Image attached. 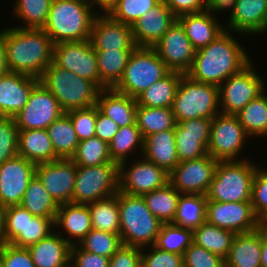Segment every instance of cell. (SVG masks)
<instances>
[{
	"label": "cell",
	"mask_w": 267,
	"mask_h": 267,
	"mask_svg": "<svg viewBox=\"0 0 267 267\" xmlns=\"http://www.w3.org/2000/svg\"><path fill=\"white\" fill-rule=\"evenodd\" d=\"M234 34L224 30L207 46L195 51L190 70L191 79L219 87L228 77L239 73L252 62ZM234 37V38H233Z\"/></svg>",
	"instance_id": "6da1fadb"
},
{
	"label": "cell",
	"mask_w": 267,
	"mask_h": 267,
	"mask_svg": "<svg viewBox=\"0 0 267 267\" xmlns=\"http://www.w3.org/2000/svg\"><path fill=\"white\" fill-rule=\"evenodd\" d=\"M54 43L43 29H5V50L10 72L40 79L53 62Z\"/></svg>",
	"instance_id": "7a4b0ae2"
},
{
	"label": "cell",
	"mask_w": 267,
	"mask_h": 267,
	"mask_svg": "<svg viewBox=\"0 0 267 267\" xmlns=\"http://www.w3.org/2000/svg\"><path fill=\"white\" fill-rule=\"evenodd\" d=\"M97 15L87 0H52L43 30L54 44L86 41Z\"/></svg>",
	"instance_id": "3957f363"
},
{
	"label": "cell",
	"mask_w": 267,
	"mask_h": 267,
	"mask_svg": "<svg viewBox=\"0 0 267 267\" xmlns=\"http://www.w3.org/2000/svg\"><path fill=\"white\" fill-rule=\"evenodd\" d=\"M122 244L139 248L155 244L162 222L147 208L142 196L117 192Z\"/></svg>",
	"instance_id": "277c9868"
},
{
	"label": "cell",
	"mask_w": 267,
	"mask_h": 267,
	"mask_svg": "<svg viewBox=\"0 0 267 267\" xmlns=\"http://www.w3.org/2000/svg\"><path fill=\"white\" fill-rule=\"evenodd\" d=\"M40 82L56 97L64 112L97 105L101 91L92 81L63 69L54 62L44 71Z\"/></svg>",
	"instance_id": "5b68a950"
},
{
	"label": "cell",
	"mask_w": 267,
	"mask_h": 267,
	"mask_svg": "<svg viewBox=\"0 0 267 267\" xmlns=\"http://www.w3.org/2000/svg\"><path fill=\"white\" fill-rule=\"evenodd\" d=\"M248 159L219 161L206 193L207 201L250 202L253 178L259 168Z\"/></svg>",
	"instance_id": "8992f818"
},
{
	"label": "cell",
	"mask_w": 267,
	"mask_h": 267,
	"mask_svg": "<svg viewBox=\"0 0 267 267\" xmlns=\"http://www.w3.org/2000/svg\"><path fill=\"white\" fill-rule=\"evenodd\" d=\"M218 87L191 79L186 74L180 79L172 111L179 121L213 118L220 113Z\"/></svg>",
	"instance_id": "52a82bcc"
},
{
	"label": "cell",
	"mask_w": 267,
	"mask_h": 267,
	"mask_svg": "<svg viewBox=\"0 0 267 267\" xmlns=\"http://www.w3.org/2000/svg\"><path fill=\"white\" fill-rule=\"evenodd\" d=\"M170 70L153 48L136 47L131 53L115 91L136 98Z\"/></svg>",
	"instance_id": "ba28073f"
},
{
	"label": "cell",
	"mask_w": 267,
	"mask_h": 267,
	"mask_svg": "<svg viewBox=\"0 0 267 267\" xmlns=\"http://www.w3.org/2000/svg\"><path fill=\"white\" fill-rule=\"evenodd\" d=\"M119 191V164L77 166L71 203L88 205L115 195Z\"/></svg>",
	"instance_id": "9c48e42d"
},
{
	"label": "cell",
	"mask_w": 267,
	"mask_h": 267,
	"mask_svg": "<svg viewBox=\"0 0 267 267\" xmlns=\"http://www.w3.org/2000/svg\"><path fill=\"white\" fill-rule=\"evenodd\" d=\"M254 67L251 62L218 87L220 113L236 115L251 100L266 92V83Z\"/></svg>",
	"instance_id": "30bf717a"
},
{
	"label": "cell",
	"mask_w": 267,
	"mask_h": 267,
	"mask_svg": "<svg viewBox=\"0 0 267 267\" xmlns=\"http://www.w3.org/2000/svg\"><path fill=\"white\" fill-rule=\"evenodd\" d=\"M5 243L28 248L53 232L54 222L49 218L33 216L21 205L4 208Z\"/></svg>",
	"instance_id": "8fae6325"
},
{
	"label": "cell",
	"mask_w": 267,
	"mask_h": 267,
	"mask_svg": "<svg viewBox=\"0 0 267 267\" xmlns=\"http://www.w3.org/2000/svg\"><path fill=\"white\" fill-rule=\"evenodd\" d=\"M249 136L236 115L218 113L212 118L208 154L217 161H240ZM247 139V140H246Z\"/></svg>",
	"instance_id": "7c38bea8"
},
{
	"label": "cell",
	"mask_w": 267,
	"mask_h": 267,
	"mask_svg": "<svg viewBox=\"0 0 267 267\" xmlns=\"http://www.w3.org/2000/svg\"><path fill=\"white\" fill-rule=\"evenodd\" d=\"M64 113L56 97L39 82L32 89L27 104L14 119L19 130L47 129Z\"/></svg>",
	"instance_id": "4fadbf2b"
},
{
	"label": "cell",
	"mask_w": 267,
	"mask_h": 267,
	"mask_svg": "<svg viewBox=\"0 0 267 267\" xmlns=\"http://www.w3.org/2000/svg\"><path fill=\"white\" fill-rule=\"evenodd\" d=\"M139 159L128 167L127 161L119 164L120 192L143 196L169 183V173L144 157Z\"/></svg>",
	"instance_id": "5bb4252c"
},
{
	"label": "cell",
	"mask_w": 267,
	"mask_h": 267,
	"mask_svg": "<svg viewBox=\"0 0 267 267\" xmlns=\"http://www.w3.org/2000/svg\"><path fill=\"white\" fill-rule=\"evenodd\" d=\"M217 160L207 156L179 162L169 173V183L180 194L206 195L215 176Z\"/></svg>",
	"instance_id": "9a60e30c"
},
{
	"label": "cell",
	"mask_w": 267,
	"mask_h": 267,
	"mask_svg": "<svg viewBox=\"0 0 267 267\" xmlns=\"http://www.w3.org/2000/svg\"><path fill=\"white\" fill-rule=\"evenodd\" d=\"M206 222L235 234L253 232L262 225L251 202L207 201Z\"/></svg>",
	"instance_id": "2e32d148"
},
{
	"label": "cell",
	"mask_w": 267,
	"mask_h": 267,
	"mask_svg": "<svg viewBox=\"0 0 267 267\" xmlns=\"http://www.w3.org/2000/svg\"><path fill=\"white\" fill-rule=\"evenodd\" d=\"M53 62L63 69L92 81L100 88L96 52L90 40L55 44Z\"/></svg>",
	"instance_id": "e0dca14e"
},
{
	"label": "cell",
	"mask_w": 267,
	"mask_h": 267,
	"mask_svg": "<svg viewBox=\"0 0 267 267\" xmlns=\"http://www.w3.org/2000/svg\"><path fill=\"white\" fill-rule=\"evenodd\" d=\"M36 164L16 156L0 165V206L20 205L29 182L35 177Z\"/></svg>",
	"instance_id": "ac0fdd59"
},
{
	"label": "cell",
	"mask_w": 267,
	"mask_h": 267,
	"mask_svg": "<svg viewBox=\"0 0 267 267\" xmlns=\"http://www.w3.org/2000/svg\"><path fill=\"white\" fill-rule=\"evenodd\" d=\"M170 71L186 74L195 57V49L176 20L152 47Z\"/></svg>",
	"instance_id": "d6986e66"
},
{
	"label": "cell",
	"mask_w": 267,
	"mask_h": 267,
	"mask_svg": "<svg viewBox=\"0 0 267 267\" xmlns=\"http://www.w3.org/2000/svg\"><path fill=\"white\" fill-rule=\"evenodd\" d=\"M76 169L77 166L71 159H58L36 164L35 176L60 205L72 201Z\"/></svg>",
	"instance_id": "ffe728a7"
},
{
	"label": "cell",
	"mask_w": 267,
	"mask_h": 267,
	"mask_svg": "<svg viewBox=\"0 0 267 267\" xmlns=\"http://www.w3.org/2000/svg\"><path fill=\"white\" fill-rule=\"evenodd\" d=\"M211 118L179 121L175 126L177 158L179 162L208 155Z\"/></svg>",
	"instance_id": "44dd1931"
},
{
	"label": "cell",
	"mask_w": 267,
	"mask_h": 267,
	"mask_svg": "<svg viewBox=\"0 0 267 267\" xmlns=\"http://www.w3.org/2000/svg\"><path fill=\"white\" fill-rule=\"evenodd\" d=\"M90 42L95 50H134L132 26L98 14L92 24Z\"/></svg>",
	"instance_id": "7402d4cb"
},
{
	"label": "cell",
	"mask_w": 267,
	"mask_h": 267,
	"mask_svg": "<svg viewBox=\"0 0 267 267\" xmlns=\"http://www.w3.org/2000/svg\"><path fill=\"white\" fill-rule=\"evenodd\" d=\"M176 20L166 3L160 1L132 25L136 46L152 48Z\"/></svg>",
	"instance_id": "603a6c76"
},
{
	"label": "cell",
	"mask_w": 267,
	"mask_h": 267,
	"mask_svg": "<svg viewBox=\"0 0 267 267\" xmlns=\"http://www.w3.org/2000/svg\"><path fill=\"white\" fill-rule=\"evenodd\" d=\"M40 79L16 72L0 76V116L14 117L27 104Z\"/></svg>",
	"instance_id": "cb8c5ba5"
},
{
	"label": "cell",
	"mask_w": 267,
	"mask_h": 267,
	"mask_svg": "<svg viewBox=\"0 0 267 267\" xmlns=\"http://www.w3.org/2000/svg\"><path fill=\"white\" fill-rule=\"evenodd\" d=\"M225 29L240 34L267 32V0H236Z\"/></svg>",
	"instance_id": "d4e9b609"
},
{
	"label": "cell",
	"mask_w": 267,
	"mask_h": 267,
	"mask_svg": "<svg viewBox=\"0 0 267 267\" xmlns=\"http://www.w3.org/2000/svg\"><path fill=\"white\" fill-rule=\"evenodd\" d=\"M177 21L182 25L195 50L207 46L225 30L216 15H213L208 9L200 13L181 15Z\"/></svg>",
	"instance_id": "484cf974"
},
{
	"label": "cell",
	"mask_w": 267,
	"mask_h": 267,
	"mask_svg": "<svg viewBox=\"0 0 267 267\" xmlns=\"http://www.w3.org/2000/svg\"><path fill=\"white\" fill-rule=\"evenodd\" d=\"M54 229L61 227L66 236L62 237L72 246L80 242L92 229L88 205L63 203L59 205ZM73 239H76L75 241Z\"/></svg>",
	"instance_id": "4316f807"
},
{
	"label": "cell",
	"mask_w": 267,
	"mask_h": 267,
	"mask_svg": "<svg viewBox=\"0 0 267 267\" xmlns=\"http://www.w3.org/2000/svg\"><path fill=\"white\" fill-rule=\"evenodd\" d=\"M61 235L57 229L27 248L35 267H63L70 262L71 245Z\"/></svg>",
	"instance_id": "83f0119b"
},
{
	"label": "cell",
	"mask_w": 267,
	"mask_h": 267,
	"mask_svg": "<svg viewBox=\"0 0 267 267\" xmlns=\"http://www.w3.org/2000/svg\"><path fill=\"white\" fill-rule=\"evenodd\" d=\"M143 157L170 173L178 164L175 129L144 137Z\"/></svg>",
	"instance_id": "f1b7e54d"
},
{
	"label": "cell",
	"mask_w": 267,
	"mask_h": 267,
	"mask_svg": "<svg viewBox=\"0 0 267 267\" xmlns=\"http://www.w3.org/2000/svg\"><path fill=\"white\" fill-rule=\"evenodd\" d=\"M261 226L249 233L236 234L225 267H261Z\"/></svg>",
	"instance_id": "f546056e"
},
{
	"label": "cell",
	"mask_w": 267,
	"mask_h": 267,
	"mask_svg": "<svg viewBox=\"0 0 267 267\" xmlns=\"http://www.w3.org/2000/svg\"><path fill=\"white\" fill-rule=\"evenodd\" d=\"M97 106L107 117L120 127L133 125L136 118V98L121 94L112 89H102L98 95Z\"/></svg>",
	"instance_id": "4dcf8cb0"
},
{
	"label": "cell",
	"mask_w": 267,
	"mask_h": 267,
	"mask_svg": "<svg viewBox=\"0 0 267 267\" xmlns=\"http://www.w3.org/2000/svg\"><path fill=\"white\" fill-rule=\"evenodd\" d=\"M18 156L34 164L58 160L46 129L19 130Z\"/></svg>",
	"instance_id": "1f68e13d"
},
{
	"label": "cell",
	"mask_w": 267,
	"mask_h": 267,
	"mask_svg": "<svg viewBox=\"0 0 267 267\" xmlns=\"http://www.w3.org/2000/svg\"><path fill=\"white\" fill-rule=\"evenodd\" d=\"M183 73L170 71L137 97V106L172 108Z\"/></svg>",
	"instance_id": "d6a6232c"
},
{
	"label": "cell",
	"mask_w": 267,
	"mask_h": 267,
	"mask_svg": "<svg viewBox=\"0 0 267 267\" xmlns=\"http://www.w3.org/2000/svg\"><path fill=\"white\" fill-rule=\"evenodd\" d=\"M100 89L114 88L123 76L133 50H95Z\"/></svg>",
	"instance_id": "836d02e7"
},
{
	"label": "cell",
	"mask_w": 267,
	"mask_h": 267,
	"mask_svg": "<svg viewBox=\"0 0 267 267\" xmlns=\"http://www.w3.org/2000/svg\"><path fill=\"white\" fill-rule=\"evenodd\" d=\"M57 159H71L79 144L69 115L65 112L46 129Z\"/></svg>",
	"instance_id": "e575fe53"
},
{
	"label": "cell",
	"mask_w": 267,
	"mask_h": 267,
	"mask_svg": "<svg viewBox=\"0 0 267 267\" xmlns=\"http://www.w3.org/2000/svg\"><path fill=\"white\" fill-rule=\"evenodd\" d=\"M20 205L33 216L49 218L53 222L59 208V204L49 195L36 176L29 182Z\"/></svg>",
	"instance_id": "d590c367"
},
{
	"label": "cell",
	"mask_w": 267,
	"mask_h": 267,
	"mask_svg": "<svg viewBox=\"0 0 267 267\" xmlns=\"http://www.w3.org/2000/svg\"><path fill=\"white\" fill-rule=\"evenodd\" d=\"M235 235L230 230L219 228L205 221L193 230V243L225 259Z\"/></svg>",
	"instance_id": "8d00e7d4"
},
{
	"label": "cell",
	"mask_w": 267,
	"mask_h": 267,
	"mask_svg": "<svg viewBox=\"0 0 267 267\" xmlns=\"http://www.w3.org/2000/svg\"><path fill=\"white\" fill-rule=\"evenodd\" d=\"M180 193L170 184L144 194L147 208L162 223H172L178 206Z\"/></svg>",
	"instance_id": "74e56055"
},
{
	"label": "cell",
	"mask_w": 267,
	"mask_h": 267,
	"mask_svg": "<svg viewBox=\"0 0 267 267\" xmlns=\"http://www.w3.org/2000/svg\"><path fill=\"white\" fill-rule=\"evenodd\" d=\"M206 195L181 194L172 224L194 230L206 221Z\"/></svg>",
	"instance_id": "f35d334b"
},
{
	"label": "cell",
	"mask_w": 267,
	"mask_h": 267,
	"mask_svg": "<svg viewBox=\"0 0 267 267\" xmlns=\"http://www.w3.org/2000/svg\"><path fill=\"white\" fill-rule=\"evenodd\" d=\"M135 122L142 137L175 128L172 108L137 106Z\"/></svg>",
	"instance_id": "ab89813d"
},
{
	"label": "cell",
	"mask_w": 267,
	"mask_h": 267,
	"mask_svg": "<svg viewBox=\"0 0 267 267\" xmlns=\"http://www.w3.org/2000/svg\"><path fill=\"white\" fill-rule=\"evenodd\" d=\"M92 229L120 235V215L117 193L88 204Z\"/></svg>",
	"instance_id": "60d3db41"
},
{
	"label": "cell",
	"mask_w": 267,
	"mask_h": 267,
	"mask_svg": "<svg viewBox=\"0 0 267 267\" xmlns=\"http://www.w3.org/2000/svg\"><path fill=\"white\" fill-rule=\"evenodd\" d=\"M236 116L249 137H266L267 94L264 92L251 100Z\"/></svg>",
	"instance_id": "b9f144b4"
},
{
	"label": "cell",
	"mask_w": 267,
	"mask_h": 267,
	"mask_svg": "<svg viewBox=\"0 0 267 267\" xmlns=\"http://www.w3.org/2000/svg\"><path fill=\"white\" fill-rule=\"evenodd\" d=\"M144 138L137 128L136 122L133 125L120 127L118 132L109 143V155L112 161L120 164L128 160V154H133L137 149L143 152Z\"/></svg>",
	"instance_id": "7bdbcfd3"
},
{
	"label": "cell",
	"mask_w": 267,
	"mask_h": 267,
	"mask_svg": "<svg viewBox=\"0 0 267 267\" xmlns=\"http://www.w3.org/2000/svg\"><path fill=\"white\" fill-rule=\"evenodd\" d=\"M17 1V2H16ZM13 14L22 20L25 29H43L52 0H16Z\"/></svg>",
	"instance_id": "ee69618b"
},
{
	"label": "cell",
	"mask_w": 267,
	"mask_h": 267,
	"mask_svg": "<svg viewBox=\"0 0 267 267\" xmlns=\"http://www.w3.org/2000/svg\"><path fill=\"white\" fill-rule=\"evenodd\" d=\"M71 160L76 166L90 167L114 162L109 155V144L96 136L79 141Z\"/></svg>",
	"instance_id": "f6af8a7d"
},
{
	"label": "cell",
	"mask_w": 267,
	"mask_h": 267,
	"mask_svg": "<svg viewBox=\"0 0 267 267\" xmlns=\"http://www.w3.org/2000/svg\"><path fill=\"white\" fill-rule=\"evenodd\" d=\"M192 242L193 230L172 223H163L154 246L166 252L183 255Z\"/></svg>",
	"instance_id": "bcb514c9"
},
{
	"label": "cell",
	"mask_w": 267,
	"mask_h": 267,
	"mask_svg": "<svg viewBox=\"0 0 267 267\" xmlns=\"http://www.w3.org/2000/svg\"><path fill=\"white\" fill-rule=\"evenodd\" d=\"M77 245L87 252L110 258L123 244L118 234L91 229Z\"/></svg>",
	"instance_id": "7dc6e473"
},
{
	"label": "cell",
	"mask_w": 267,
	"mask_h": 267,
	"mask_svg": "<svg viewBox=\"0 0 267 267\" xmlns=\"http://www.w3.org/2000/svg\"><path fill=\"white\" fill-rule=\"evenodd\" d=\"M160 0H118L107 14L111 19L132 26Z\"/></svg>",
	"instance_id": "c3c4849f"
},
{
	"label": "cell",
	"mask_w": 267,
	"mask_h": 267,
	"mask_svg": "<svg viewBox=\"0 0 267 267\" xmlns=\"http://www.w3.org/2000/svg\"><path fill=\"white\" fill-rule=\"evenodd\" d=\"M18 132L14 117L0 116V165L18 155Z\"/></svg>",
	"instance_id": "681fc988"
},
{
	"label": "cell",
	"mask_w": 267,
	"mask_h": 267,
	"mask_svg": "<svg viewBox=\"0 0 267 267\" xmlns=\"http://www.w3.org/2000/svg\"><path fill=\"white\" fill-rule=\"evenodd\" d=\"M251 204L262 225H267V169L256 170L252 183Z\"/></svg>",
	"instance_id": "f907efd6"
},
{
	"label": "cell",
	"mask_w": 267,
	"mask_h": 267,
	"mask_svg": "<svg viewBox=\"0 0 267 267\" xmlns=\"http://www.w3.org/2000/svg\"><path fill=\"white\" fill-rule=\"evenodd\" d=\"M183 267H225V259L192 242L183 254Z\"/></svg>",
	"instance_id": "816d5d0a"
},
{
	"label": "cell",
	"mask_w": 267,
	"mask_h": 267,
	"mask_svg": "<svg viewBox=\"0 0 267 267\" xmlns=\"http://www.w3.org/2000/svg\"><path fill=\"white\" fill-rule=\"evenodd\" d=\"M73 124L79 141L95 136L96 105L90 108L66 112Z\"/></svg>",
	"instance_id": "f5cc1de1"
},
{
	"label": "cell",
	"mask_w": 267,
	"mask_h": 267,
	"mask_svg": "<svg viewBox=\"0 0 267 267\" xmlns=\"http://www.w3.org/2000/svg\"><path fill=\"white\" fill-rule=\"evenodd\" d=\"M149 248H141V267H183V255L163 251L154 245Z\"/></svg>",
	"instance_id": "db71d44e"
},
{
	"label": "cell",
	"mask_w": 267,
	"mask_h": 267,
	"mask_svg": "<svg viewBox=\"0 0 267 267\" xmlns=\"http://www.w3.org/2000/svg\"><path fill=\"white\" fill-rule=\"evenodd\" d=\"M0 265L2 267H35L27 248L4 243L0 247Z\"/></svg>",
	"instance_id": "11a10c76"
},
{
	"label": "cell",
	"mask_w": 267,
	"mask_h": 267,
	"mask_svg": "<svg viewBox=\"0 0 267 267\" xmlns=\"http://www.w3.org/2000/svg\"><path fill=\"white\" fill-rule=\"evenodd\" d=\"M108 267H141V248L123 244L110 257Z\"/></svg>",
	"instance_id": "9f6ffc18"
},
{
	"label": "cell",
	"mask_w": 267,
	"mask_h": 267,
	"mask_svg": "<svg viewBox=\"0 0 267 267\" xmlns=\"http://www.w3.org/2000/svg\"><path fill=\"white\" fill-rule=\"evenodd\" d=\"M108 257L82 250L77 244L71 246L70 262L74 267H108Z\"/></svg>",
	"instance_id": "6f0895ef"
},
{
	"label": "cell",
	"mask_w": 267,
	"mask_h": 267,
	"mask_svg": "<svg viewBox=\"0 0 267 267\" xmlns=\"http://www.w3.org/2000/svg\"><path fill=\"white\" fill-rule=\"evenodd\" d=\"M118 129L116 122L103 114L96 105L95 136L109 144Z\"/></svg>",
	"instance_id": "680465c9"
},
{
	"label": "cell",
	"mask_w": 267,
	"mask_h": 267,
	"mask_svg": "<svg viewBox=\"0 0 267 267\" xmlns=\"http://www.w3.org/2000/svg\"><path fill=\"white\" fill-rule=\"evenodd\" d=\"M164 2L177 18L184 14L200 13L207 9L204 0H164Z\"/></svg>",
	"instance_id": "91938a15"
},
{
	"label": "cell",
	"mask_w": 267,
	"mask_h": 267,
	"mask_svg": "<svg viewBox=\"0 0 267 267\" xmlns=\"http://www.w3.org/2000/svg\"><path fill=\"white\" fill-rule=\"evenodd\" d=\"M236 0H204L206 8L213 14L217 12L229 11V16L233 13ZM230 9V10H227ZM215 12V13H214Z\"/></svg>",
	"instance_id": "94428289"
},
{
	"label": "cell",
	"mask_w": 267,
	"mask_h": 267,
	"mask_svg": "<svg viewBox=\"0 0 267 267\" xmlns=\"http://www.w3.org/2000/svg\"><path fill=\"white\" fill-rule=\"evenodd\" d=\"M118 0H87L89 5L93 8L95 11V7L98 6L99 10L97 14L107 15L111 9L115 6ZM97 4V5H96Z\"/></svg>",
	"instance_id": "6125c7cd"
},
{
	"label": "cell",
	"mask_w": 267,
	"mask_h": 267,
	"mask_svg": "<svg viewBox=\"0 0 267 267\" xmlns=\"http://www.w3.org/2000/svg\"><path fill=\"white\" fill-rule=\"evenodd\" d=\"M9 72L6 50H5V29L0 31V76Z\"/></svg>",
	"instance_id": "be15d7a7"
},
{
	"label": "cell",
	"mask_w": 267,
	"mask_h": 267,
	"mask_svg": "<svg viewBox=\"0 0 267 267\" xmlns=\"http://www.w3.org/2000/svg\"><path fill=\"white\" fill-rule=\"evenodd\" d=\"M261 267H267V225H261Z\"/></svg>",
	"instance_id": "e7e4bbea"
},
{
	"label": "cell",
	"mask_w": 267,
	"mask_h": 267,
	"mask_svg": "<svg viewBox=\"0 0 267 267\" xmlns=\"http://www.w3.org/2000/svg\"><path fill=\"white\" fill-rule=\"evenodd\" d=\"M3 220H4V208L0 206V247L5 243Z\"/></svg>",
	"instance_id": "03108f58"
},
{
	"label": "cell",
	"mask_w": 267,
	"mask_h": 267,
	"mask_svg": "<svg viewBox=\"0 0 267 267\" xmlns=\"http://www.w3.org/2000/svg\"><path fill=\"white\" fill-rule=\"evenodd\" d=\"M63 267H74L73 265H72V263L71 262H69V263H67L65 266H63Z\"/></svg>",
	"instance_id": "003e7915"
}]
</instances>
